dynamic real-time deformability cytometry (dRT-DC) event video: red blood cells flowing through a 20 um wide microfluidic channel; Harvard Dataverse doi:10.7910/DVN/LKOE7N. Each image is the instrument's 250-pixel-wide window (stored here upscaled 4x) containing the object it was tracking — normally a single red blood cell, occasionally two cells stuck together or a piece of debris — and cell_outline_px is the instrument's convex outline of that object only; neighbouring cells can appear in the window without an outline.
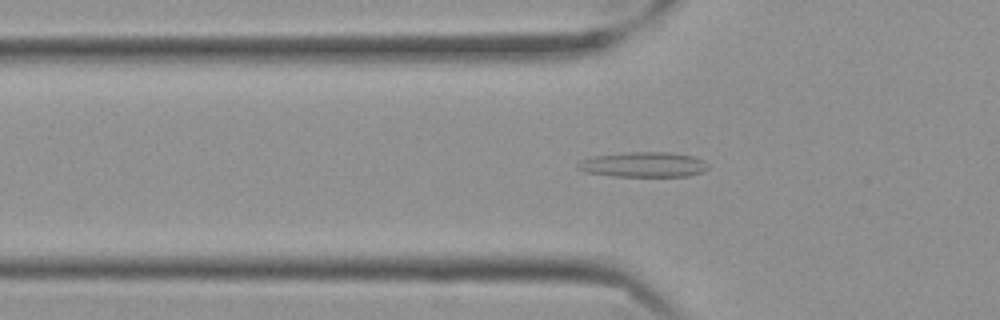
{"species": "Egyptian fruit bat (a non-hibernating species)", "species_latin": "Rousettus aegyptiacus", "temperature_condition": "cold", "stored_images_in_passage": 57, "camera_frame_rate_fps": 3000, "um_per_image_px": 0.085, "frame": {"image": 1, "passage_image": 20, "time_ms": 6.333, "image_size_px": [1000, 320], "cell_outline_px": [[708, 168], [704, 172], [688, 176], [612, 176], [584, 172], [576, 168], [576, 164], [580, 160], [592, 156], [628, 152], [668, 152], [692, 156], [704, 160], [708, 164]], "centroid_in_image_um": [54.67, 13.99], "position_along_channel_um": 71.1, "area_um2": 19.25}}
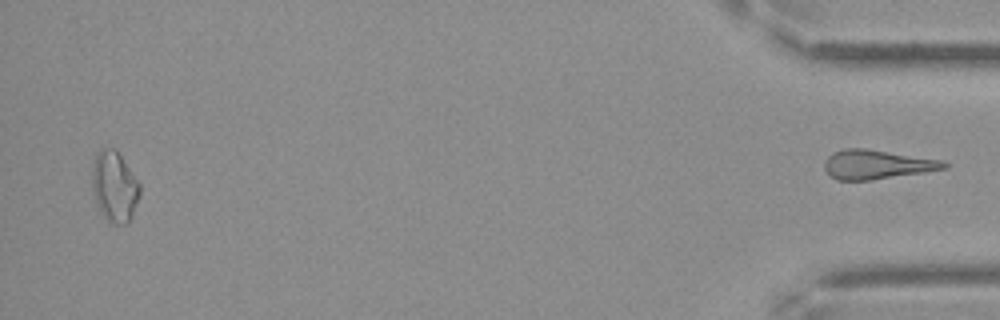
{"frame": {"image": 2, "passage_image": 57, "time_ms": 18.667, "image_size_px": [1000, 320], "cell_outline_px": [[948, 168], [872, 180], [836, 180], [824, 168], [824, 164], [828, 156], [832, 152], [844, 148], [864, 148], [940, 160], [948, 164]], "centroid_in_image_um": [74.49, 13.98], "position_along_channel_um": 360.7, "area_um2": 20.06}}